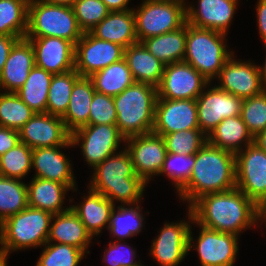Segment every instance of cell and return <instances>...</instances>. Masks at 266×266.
I'll use <instances>...</instances> for the list:
<instances>
[{
  "label": "cell",
  "mask_w": 266,
  "mask_h": 266,
  "mask_svg": "<svg viewBox=\"0 0 266 266\" xmlns=\"http://www.w3.org/2000/svg\"><path fill=\"white\" fill-rule=\"evenodd\" d=\"M28 206L27 184L0 175V224Z\"/></svg>",
  "instance_id": "cell-36"
},
{
  "label": "cell",
  "mask_w": 266,
  "mask_h": 266,
  "mask_svg": "<svg viewBox=\"0 0 266 266\" xmlns=\"http://www.w3.org/2000/svg\"><path fill=\"white\" fill-rule=\"evenodd\" d=\"M95 93L89 77H80L73 85L69 105L62 117L66 129L72 133L80 127L89 125L90 105Z\"/></svg>",
  "instance_id": "cell-30"
},
{
  "label": "cell",
  "mask_w": 266,
  "mask_h": 266,
  "mask_svg": "<svg viewBox=\"0 0 266 266\" xmlns=\"http://www.w3.org/2000/svg\"><path fill=\"white\" fill-rule=\"evenodd\" d=\"M98 39L114 42L127 48L138 43L133 10L110 11V13L89 31Z\"/></svg>",
  "instance_id": "cell-27"
},
{
  "label": "cell",
  "mask_w": 266,
  "mask_h": 266,
  "mask_svg": "<svg viewBox=\"0 0 266 266\" xmlns=\"http://www.w3.org/2000/svg\"><path fill=\"white\" fill-rule=\"evenodd\" d=\"M90 175L87 185L101 193L115 206L141 203L148 184L136 174L129 152L123 147L99 163Z\"/></svg>",
  "instance_id": "cell-3"
},
{
  "label": "cell",
  "mask_w": 266,
  "mask_h": 266,
  "mask_svg": "<svg viewBox=\"0 0 266 266\" xmlns=\"http://www.w3.org/2000/svg\"><path fill=\"white\" fill-rule=\"evenodd\" d=\"M103 3L110 11H127L131 8L128 7L131 0H102Z\"/></svg>",
  "instance_id": "cell-50"
},
{
  "label": "cell",
  "mask_w": 266,
  "mask_h": 266,
  "mask_svg": "<svg viewBox=\"0 0 266 266\" xmlns=\"http://www.w3.org/2000/svg\"><path fill=\"white\" fill-rule=\"evenodd\" d=\"M82 35L72 7L30 0L25 37H57L75 45Z\"/></svg>",
  "instance_id": "cell-7"
},
{
  "label": "cell",
  "mask_w": 266,
  "mask_h": 266,
  "mask_svg": "<svg viewBox=\"0 0 266 266\" xmlns=\"http://www.w3.org/2000/svg\"><path fill=\"white\" fill-rule=\"evenodd\" d=\"M53 74L34 66L23 86L15 93L35 113H46L48 91Z\"/></svg>",
  "instance_id": "cell-34"
},
{
  "label": "cell",
  "mask_w": 266,
  "mask_h": 266,
  "mask_svg": "<svg viewBox=\"0 0 266 266\" xmlns=\"http://www.w3.org/2000/svg\"><path fill=\"white\" fill-rule=\"evenodd\" d=\"M190 208L194 220L208 229L241 236L258 228L257 205L237 188L205 194Z\"/></svg>",
  "instance_id": "cell-1"
},
{
  "label": "cell",
  "mask_w": 266,
  "mask_h": 266,
  "mask_svg": "<svg viewBox=\"0 0 266 266\" xmlns=\"http://www.w3.org/2000/svg\"><path fill=\"white\" fill-rule=\"evenodd\" d=\"M212 84L213 82L209 83L196 98L198 126L206 136L223 119L240 116L243 102V99L225 92Z\"/></svg>",
  "instance_id": "cell-13"
},
{
  "label": "cell",
  "mask_w": 266,
  "mask_h": 266,
  "mask_svg": "<svg viewBox=\"0 0 266 266\" xmlns=\"http://www.w3.org/2000/svg\"><path fill=\"white\" fill-rule=\"evenodd\" d=\"M157 97V87L141 82L113 97L116 125L125 139L153 131Z\"/></svg>",
  "instance_id": "cell-4"
},
{
  "label": "cell",
  "mask_w": 266,
  "mask_h": 266,
  "mask_svg": "<svg viewBox=\"0 0 266 266\" xmlns=\"http://www.w3.org/2000/svg\"><path fill=\"white\" fill-rule=\"evenodd\" d=\"M232 55L215 79V85L241 99L250 98L266 89L261 81L257 63L252 60L236 59Z\"/></svg>",
  "instance_id": "cell-17"
},
{
  "label": "cell",
  "mask_w": 266,
  "mask_h": 266,
  "mask_svg": "<svg viewBox=\"0 0 266 266\" xmlns=\"http://www.w3.org/2000/svg\"><path fill=\"white\" fill-rule=\"evenodd\" d=\"M88 188L87 194L81 197V201L72 202L74 199L69 197L70 208L80 218L91 236L99 237L104 229H108L110 215L115 205L104 195ZM74 205H73V204ZM77 203V204H76ZM103 229V230H102Z\"/></svg>",
  "instance_id": "cell-24"
},
{
  "label": "cell",
  "mask_w": 266,
  "mask_h": 266,
  "mask_svg": "<svg viewBox=\"0 0 266 266\" xmlns=\"http://www.w3.org/2000/svg\"><path fill=\"white\" fill-rule=\"evenodd\" d=\"M35 52V65L56 75L74 70L75 45L57 37H25Z\"/></svg>",
  "instance_id": "cell-22"
},
{
  "label": "cell",
  "mask_w": 266,
  "mask_h": 266,
  "mask_svg": "<svg viewBox=\"0 0 266 266\" xmlns=\"http://www.w3.org/2000/svg\"><path fill=\"white\" fill-rule=\"evenodd\" d=\"M259 39L266 43V0H258L255 6Z\"/></svg>",
  "instance_id": "cell-48"
},
{
  "label": "cell",
  "mask_w": 266,
  "mask_h": 266,
  "mask_svg": "<svg viewBox=\"0 0 266 266\" xmlns=\"http://www.w3.org/2000/svg\"><path fill=\"white\" fill-rule=\"evenodd\" d=\"M9 255L5 251L0 249V266H8Z\"/></svg>",
  "instance_id": "cell-55"
},
{
  "label": "cell",
  "mask_w": 266,
  "mask_h": 266,
  "mask_svg": "<svg viewBox=\"0 0 266 266\" xmlns=\"http://www.w3.org/2000/svg\"><path fill=\"white\" fill-rule=\"evenodd\" d=\"M236 188L235 154L207 143L195 154L188 182L177 192L180 202L190 207L208 193Z\"/></svg>",
  "instance_id": "cell-2"
},
{
  "label": "cell",
  "mask_w": 266,
  "mask_h": 266,
  "mask_svg": "<svg viewBox=\"0 0 266 266\" xmlns=\"http://www.w3.org/2000/svg\"><path fill=\"white\" fill-rule=\"evenodd\" d=\"M73 147L71 140L65 146L32 149V170L35 178L56 181L68 186L72 192L78 191L73 163L62 151Z\"/></svg>",
  "instance_id": "cell-18"
},
{
  "label": "cell",
  "mask_w": 266,
  "mask_h": 266,
  "mask_svg": "<svg viewBox=\"0 0 266 266\" xmlns=\"http://www.w3.org/2000/svg\"><path fill=\"white\" fill-rule=\"evenodd\" d=\"M167 153L196 154L208 141L200 129L181 130L163 136Z\"/></svg>",
  "instance_id": "cell-41"
},
{
  "label": "cell",
  "mask_w": 266,
  "mask_h": 266,
  "mask_svg": "<svg viewBox=\"0 0 266 266\" xmlns=\"http://www.w3.org/2000/svg\"><path fill=\"white\" fill-rule=\"evenodd\" d=\"M257 214H258V226H266V199H264L258 206H257ZM265 225H264V224ZM263 224V225H262Z\"/></svg>",
  "instance_id": "cell-51"
},
{
  "label": "cell",
  "mask_w": 266,
  "mask_h": 266,
  "mask_svg": "<svg viewBox=\"0 0 266 266\" xmlns=\"http://www.w3.org/2000/svg\"><path fill=\"white\" fill-rule=\"evenodd\" d=\"M43 1L51 4L65 5L72 7V5L75 3L76 0H43Z\"/></svg>",
  "instance_id": "cell-54"
},
{
  "label": "cell",
  "mask_w": 266,
  "mask_h": 266,
  "mask_svg": "<svg viewBox=\"0 0 266 266\" xmlns=\"http://www.w3.org/2000/svg\"><path fill=\"white\" fill-rule=\"evenodd\" d=\"M71 142L73 148L78 146L81 149L87 166L94 169L104 159L119 152L120 144L124 147L125 138L116 124H89L73 131Z\"/></svg>",
  "instance_id": "cell-10"
},
{
  "label": "cell",
  "mask_w": 266,
  "mask_h": 266,
  "mask_svg": "<svg viewBox=\"0 0 266 266\" xmlns=\"http://www.w3.org/2000/svg\"><path fill=\"white\" fill-rule=\"evenodd\" d=\"M35 112L14 92L0 91V126L19 131Z\"/></svg>",
  "instance_id": "cell-38"
},
{
  "label": "cell",
  "mask_w": 266,
  "mask_h": 266,
  "mask_svg": "<svg viewBox=\"0 0 266 266\" xmlns=\"http://www.w3.org/2000/svg\"><path fill=\"white\" fill-rule=\"evenodd\" d=\"M20 142L31 149L65 146L71 140L62 117L35 113L19 130Z\"/></svg>",
  "instance_id": "cell-20"
},
{
  "label": "cell",
  "mask_w": 266,
  "mask_h": 266,
  "mask_svg": "<svg viewBox=\"0 0 266 266\" xmlns=\"http://www.w3.org/2000/svg\"><path fill=\"white\" fill-rule=\"evenodd\" d=\"M195 163V154L167 153L160 175L167 176L177 192L188 182Z\"/></svg>",
  "instance_id": "cell-42"
},
{
  "label": "cell",
  "mask_w": 266,
  "mask_h": 266,
  "mask_svg": "<svg viewBox=\"0 0 266 266\" xmlns=\"http://www.w3.org/2000/svg\"><path fill=\"white\" fill-rule=\"evenodd\" d=\"M102 257V263L106 266H138L141 260H137V249L125 241H110L106 245Z\"/></svg>",
  "instance_id": "cell-45"
},
{
  "label": "cell",
  "mask_w": 266,
  "mask_h": 266,
  "mask_svg": "<svg viewBox=\"0 0 266 266\" xmlns=\"http://www.w3.org/2000/svg\"><path fill=\"white\" fill-rule=\"evenodd\" d=\"M72 8L83 33L92 30L110 13L102 0H76Z\"/></svg>",
  "instance_id": "cell-44"
},
{
  "label": "cell",
  "mask_w": 266,
  "mask_h": 266,
  "mask_svg": "<svg viewBox=\"0 0 266 266\" xmlns=\"http://www.w3.org/2000/svg\"><path fill=\"white\" fill-rule=\"evenodd\" d=\"M190 129H199L196 100L157 98L153 133L164 136Z\"/></svg>",
  "instance_id": "cell-19"
},
{
  "label": "cell",
  "mask_w": 266,
  "mask_h": 266,
  "mask_svg": "<svg viewBox=\"0 0 266 266\" xmlns=\"http://www.w3.org/2000/svg\"><path fill=\"white\" fill-rule=\"evenodd\" d=\"M186 7L187 23L228 35L240 0H197ZM190 4V5H189Z\"/></svg>",
  "instance_id": "cell-21"
},
{
  "label": "cell",
  "mask_w": 266,
  "mask_h": 266,
  "mask_svg": "<svg viewBox=\"0 0 266 266\" xmlns=\"http://www.w3.org/2000/svg\"><path fill=\"white\" fill-rule=\"evenodd\" d=\"M80 77L75 69L67 73L53 75L48 91L46 113L59 117L65 115L73 85Z\"/></svg>",
  "instance_id": "cell-37"
},
{
  "label": "cell",
  "mask_w": 266,
  "mask_h": 266,
  "mask_svg": "<svg viewBox=\"0 0 266 266\" xmlns=\"http://www.w3.org/2000/svg\"><path fill=\"white\" fill-rule=\"evenodd\" d=\"M92 241L93 237L71 208L53 215L47 242L72 245L88 255Z\"/></svg>",
  "instance_id": "cell-25"
},
{
  "label": "cell",
  "mask_w": 266,
  "mask_h": 266,
  "mask_svg": "<svg viewBox=\"0 0 266 266\" xmlns=\"http://www.w3.org/2000/svg\"><path fill=\"white\" fill-rule=\"evenodd\" d=\"M53 214L27 206L0 224V249L12 252L42 247L48 241Z\"/></svg>",
  "instance_id": "cell-6"
},
{
  "label": "cell",
  "mask_w": 266,
  "mask_h": 266,
  "mask_svg": "<svg viewBox=\"0 0 266 266\" xmlns=\"http://www.w3.org/2000/svg\"><path fill=\"white\" fill-rule=\"evenodd\" d=\"M187 23L178 30L150 37L141 43L164 65L182 62L186 50Z\"/></svg>",
  "instance_id": "cell-31"
},
{
  "label": "cell",
  "mask_w": 266,
  "mask_h": 266,
  "mask_svg": "<svg viewBox=\"0 0 266 266\" xmlns=\"http://www.w3.org/2000/svg\"><path fill=\"white\" fill-rule=\"evenodd\" d=\"M186 210V220L164 222L158 235L151 242L150 255L157 265L178 266L185 260L188 252L189 232L194 220L190 207Z\"/></svg>",
  "instance_id": "cell-11"
},
{
  "label": "cell",
  "mask_w": 266,
  "mask_h": 266,
  "mask_svg": "<svg viewBox=\"0 0 266 266\" xmlns=\"http://www.w3.org/2000/svg\"><path fill=\"white\" fill-rule=\"evenodd\" d=\"M264 48H266V43L264 44ZM265 57H266V55H265ZM262 64L263 65H259L258 64L257 67H258V70H259L261 81H262L264 87L266 88V58H265L264 63H262Z\"/></svg>",
  "instance_id": "cell-53"
},
{
  "label": "cell",
  "mask_w": 266,
  "mask_h": 266,
  "mask_svg": "<svg viewBox=\"0 0 266 266\" xmlns=\"http://www.w3.org/2000/svg\"><path fill=\"white\" fill-rule=\"evenodd\" d=\"M32 169V149L20 142L0 155V175L23 180Z\"/></svg>",
  "instance_id": "cell-39"
},
{
  "label": "cell",
  "mask_w": 266,
  "mask_h": 266,
  "mask_svg": "<svg viewBox=\"0 0 266 266\" xmlns=\"http://www.w3.org/2000/svg\"><path fill=\"white\" fill-rule=\"evenodd\" d=\"M35 66V52L27 38L18 39L12 46L0 75V91L16 92L26 82Z\"/></svg>",
  "instance_id": "cell-23"
},
{
  "label": "cell",
  "mask_w": 266,
  "mask_h": 266,
  "mask_svg": "<svg viewBox=\"0 0 266 266\" xmlns=\"http://www.w3.org/2000/svg\"><path fill=\"white\" fill-rule=\"evenodd\" d=\"M236 188L257 206L266 199V152L252 143L235 154Z\"/></svg>",
  "instance_id": "cell-12"
},
{
  "label": "cell",
  "mask_w": 266,
  "mask_h": 266,
  "mask_svg": "<svg viewBox=\"0 0 266 266\" xmlns=\"http://www.w3.org/2000/svg\"><path fill=\"white\" fill-rule=\"evenodd\" d=\"M89 78L96 92L112 97L120 94L135 82L124 58L94 72Z\"/></svg>",
  "instance_id": "cell-33"
},
{
  "label": "cell",
  "mask_w": 266,
  "mask_h": 266,
  "mask_svg": "<svg viewBox=\"0 0 266 266\" xmlns=\"http://www.w3.org/2000/svg\"><path fill=\"white\" fill-rule=\"evenodd\" d=\"M35 266H79L86 253L72 245L47 242Z\"/></svg>",
  "instance_id": "cell-40"
},
{
  "label": "cell",
  "mask_w": 266,
  "mask_h": 266,
  "mask_svg": "<svg viewBox=\"0 0 266 266\" xmlns=\"http://www.w3.org/2000/svg\"><path fill=\"white\" fill-rule=\"evenodd\" d=\"M207 137L211 145L234 154L254 143L241 116L223 119Z\"/></svg>",
  "instance_id": "cell-29"
},
{
  "label": "cell",
  "mask_w": 266,
  "mask_h": 266,
  "mask_svg": "<svg viewBox=\"0 0 266 266\" xmlns=\"http://www.w3.org/2000/svg\"><path fill=\"white\" fill-rule=\"evenodd\" d=\"M30 0H0V35L24 38Z\"/></svg>",
  "instance_id": "cell-35"
},
{
  "label": "cell",
  "mask_w": 266,
  "mask_h": 266,
  "mask_svg": "<svg viewBox=\"0 0 266 266\" xmlns=\"http://www.w3.org/2000/svg\"><path fill=\"white\" fill-rule=\"evenodd\" d=\"M139 204L132 205H116L110 215L108 226L111 241H126L127 238L140 235L145 227V211L142 213L143 207ZM126 239V240H125Z\"/></svg>",
  "instance_id": "cell-32"
},
{
  "label": "cell",
  "mask_w": 266,
  "mask_h": 266,
  "mask_svg": "<svg viewBox=\"0 0 266 266\" xmlns=\"http://www.w3.org/2000/svg\"><path fill=\"white\" fill-rule=\"evenodd\" d=\"M117 113L112 96L95 91L89 113V124H116Z\"/></svg>",
  "instance_id": "cell-46"
},
{
  "label": "cell",
  "mask_w": 266,
  "mask_h": 266,
  "mask_svg": "<svg viewBox=\"0 0 266 266\" xmlns=\"http://www.w3.org/2000/svg\"><path fill=\"white\" fill-rule=\"evenodd\" d=\"M254 144L266 152V129L254 137Z\"/></svg>",
  "instance_id": "cell-52"
},
{
  "label": "cell",
  "mask_w": 266,
  "mask_h": 266,
  "mask_svg": "<svg viewBox=\"0 0 266 266\" xmlns=\"http://www.w3.org/2000/svg\"><path fill=\"white\" fill-rule=\"evenodd\" d=\"M240 116L253 137L266 129V89L243 99Z\"/></svg>",
  "instance_id": "cell-43"
},
{
  "label": "cell",
  "mask_w": 266,
  "mask_h": 266,
  "mask_svg": "<svg viewBox=\"0 0 266 266\" xmlns=\"http://www.w3.org/2000/svg\"><path fill=\"white\" fill-rule=\"evenodd\" d=\"M123 58L135 82L147 83L155 87L160 85L165 65L154 57L142 43L138 42L124 48Z\"/></svg>",
  "instance_id": "cell-28"
},
{
  "label": "cell",
  "mask_w": 266,
  "mask_h": 266,
  "mask_svg": "<svg viewBox=\"0 0 266 266\" xmlns=\"http://www.w3.org/2000/svg\"><path fill=\"white\" fill-rule=\"evenodd\" d=\"M226 37L227 34L222 32L187 23L183 61L194 67L210 83L214 82L226 61L234 54L227 45Z\"/></svg>",
  "instance_id": "cell-5"
},
{
  "label": "cell",
  "mask_w": 266,
  "mask_h": 266,
  "mask_svg": "<svg viewBox=\"0 0 266 266\" xmlns=\"http://www.w3.org/2000/svg\"><path fill=\"white\" fill-rule=\"evenodd\" d=\"M192 225H197L194 227L199 228V235L193 239L191 226L188 252H197L200 266H234L238 258L240 236L208 229L195 220Z\"/></svg>",
  "instance_id": "cell-9"
},
{
  "label": "cell",
  "mask_w": 266,
  "mask_h": 266,
  "mask_svg": "<svg viewBox=\"0 0 266 266\" xmlns=\"http://www.w3.org/2000/svg\"><path fill=\"white\" fill-rule=\"evenodd\" d=\"M134 170L148 185L159 175L167 156L163 136L153 132L125 139Z\"/></svg>",
  "instance_id": "cell-15"
},
{
  "label": "cell",
  "mask_w": 266,
  "mask_h": 266,
  "mask_svg": "<svg viewBox=\"0 0 266 266\" xmlns=\"http://www.w3.org/2000/svg\"><path fill=\"white\" fill-rule=\"evenodd\" d=\"M19 37L0 35V75L2 73L9 52Z\"/></svg>",
  "instance_id": "cell-49"
},
{
  "label": "cell",
  "mask_w": 266,
  "mask_h": 266,
  "mask_svg": "<svg viewBox=\"0 0 266 266\" xmlns=\"http://www.w3.org/2000/svg\"><path fill=\"white\" fill-rule=\"evenodd\" d=\"M27 182L28 206L58 214L70 209L63 206L68 191L72 190L59 182L33 177ZM66 196V197H65Z\"/></svg>",
  "instance_id": "cell-26"
},
{
  "label": "cell",
  "mask_w": 266,
  "mask_h": 266,
  "mask_svg": "<svg viewBox=\"0 0 266 266\" xmlns=\"http://www.w3.org/2000/svg\"><path fill=\"white\" fill-rule=\"evenodd\" d=\"M209 83L189 63L175 62L164 66L162 80L157 87V98L196 100Z\"/></svg>",
  "instance_id": "cell-16"
},
{
  "label": "cell",
  "mask_w": 266,
  "mask_h": 266,
  "mask_svg": "<svg viewBox=\"0 0 266 266\" xmlns=\"http://www.w3.org/2000/svg\"><path fill=\"white\" fill-rule=\"evenodd\" d=\"M159 1H173V2L180 3V4H182V5L186 6V7H187V5H188V3H189V2H187V1H189V0H159ZM186 2H187V3H186Z\"/></svg>",
  "instance_id": "cell-56"
},
{
  "label": "cell",
  "mask_w": 266,
  "mask_h": 266,
  "mask_svg": "<svg viewBox=\"0 0 266 266\" xmlns=\"http://www.w3.org/2000/svg\"><path fill=\"white\" fill-rule=\"evenodd\" d=\"M124 57L120 44L98 39L90 32H84L75 44L74 69L81 77H90Z\"/></svg>",
  "instance_id": "cell-14"
},
{
  "label": "cell",
  "mask_w": 266,
  "mask_h": 266,
  "mask_svg": "<svg viewBox=\"0 0 266 266\" xmlns=\"http://www.w3.org/2000/svg\"><path fill=\"white\" fill-rule=\"evenodd\" d=\"M20 143L19 131L0 126V155Z\"/></svg>",
  "instance_id": "cell-47"
},
{
  "label": "cell",
  "mask_w": 266,
  "mask_h": 266,
  "mask_svg": "<svg viewBox=\"0 0 266 266\" xmlns=\"http://www.w3.org/2000/svg\"><path fill=\"white\" fill-rule=\"evenodd\" d=\"M138 42L178 30L187 23L186 6L173 1L142 0L133 8Z\"/></svg>",
  "instance_id": "cell-8"
}]
</instances>
